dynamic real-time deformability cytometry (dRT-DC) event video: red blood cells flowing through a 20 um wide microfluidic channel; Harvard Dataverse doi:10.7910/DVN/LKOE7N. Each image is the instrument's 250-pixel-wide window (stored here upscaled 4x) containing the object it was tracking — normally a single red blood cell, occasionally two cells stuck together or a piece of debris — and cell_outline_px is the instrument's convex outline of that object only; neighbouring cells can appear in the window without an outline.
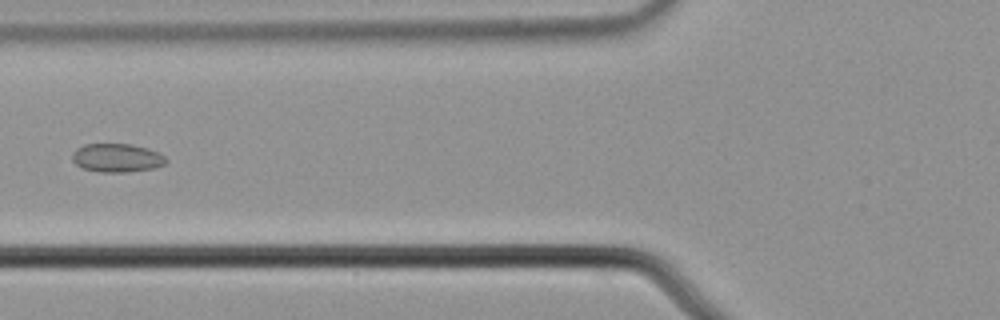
{"species": "common noctule bat (a hibernating species)", "species_latin": "Nyctalus noctula", "temperature_condition": "cold", "stored_images_in_passage": 6, "camera_frame_rate_fps": 3000, "um_per_image_px": 0.085, "animal": {"sex": "male", "body_mass_g": 21.5, "forearm_length_mm": 52.0}, "frame": {"image": 1, "passage_image": 6, "time_ms": 1.667, "image_size_px": [1000, 320], "cell_outline_px": [[168, 160], [164, 164], [156, 168], [124, 172], [100, 172], [84, 168], [76, 164], [72, 160], [72, 152], [76, 148], [84, 144], [132, 144], [148, 148], [164, 156]], "centroid_in_image_um": [9.93, 13.41], "position_along_channel_um": 115.9, "area_um2": 15.61}}